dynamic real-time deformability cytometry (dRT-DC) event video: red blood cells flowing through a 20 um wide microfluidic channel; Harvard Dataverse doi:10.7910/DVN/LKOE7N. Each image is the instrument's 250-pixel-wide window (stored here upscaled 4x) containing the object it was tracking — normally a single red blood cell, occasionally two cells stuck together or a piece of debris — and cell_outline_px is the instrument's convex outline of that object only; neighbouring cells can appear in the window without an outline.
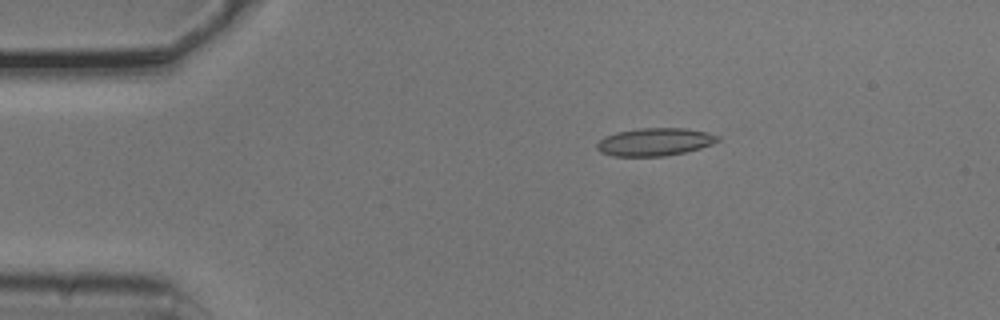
{"species": "common noctule bat (a hibernating species)", "species_latin": "Nyctalus noctula", "temperature_condition": "cold", "stored_images_in_passage": 5, "camera_frame_rate_fps": 3000, "um_per_image_px": 0.085, "animal": {"sex": "male", "body_mass_g": 20.5, "forearm_length_mm": 52.5}, "frame": {"image": 1, "passage_image": 3, "time_ms": 0.667, "image_size_px": [1000, 320], "cell_outline_px": [[720, 140], [712, 144], [700, 148], [684, 152], [664, 156], [612, 156], [600, 152], [596, 148], [596, 144], [604, 136], [616, 132], [640, 128], [684, 128], [708, 132], [720, 136]], "centroid_in_image_um": [55.65, 12.06], "position_along_channel_um": 29.4, "area_um2": 19.65}}
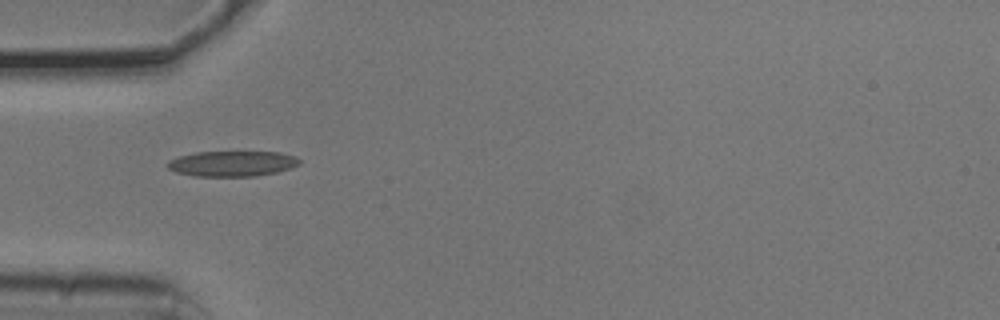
{"frame": {"image": 2, "passage_image": 5, "time_ms": 1.333, "image_size_px": [1000, 320], "cell_outline_px": [[300, 164], [276, 172], [256, 176], [196, 176], [176, 172], [168, 168], [164, 164], [168, 160], [180, 156], [196, 152], [280, 152], [296, 156], [300, 160]], "centroid_in_image_um": [19.71, 13.9], "position_along_channel_um": 65.3, "area_um2": 19.54}}